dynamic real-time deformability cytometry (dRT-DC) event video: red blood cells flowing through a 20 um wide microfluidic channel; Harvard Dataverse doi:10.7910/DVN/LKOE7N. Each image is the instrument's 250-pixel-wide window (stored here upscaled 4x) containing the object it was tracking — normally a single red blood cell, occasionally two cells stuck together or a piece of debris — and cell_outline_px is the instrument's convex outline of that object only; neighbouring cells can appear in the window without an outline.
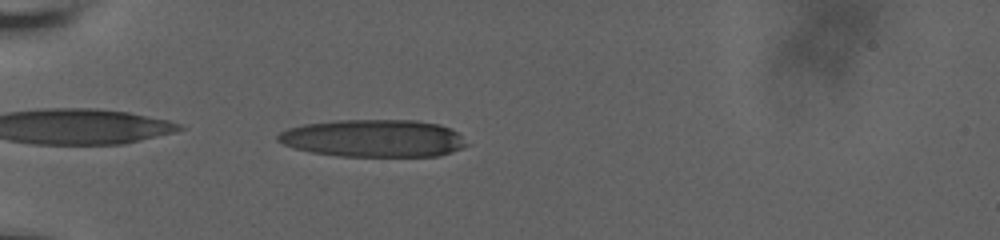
{"species": "human", "species_latin": "Homo sapiens", "temperature_condition": "room temperature", "stored_images_in_passage": 49, "camera_frame_rate_fps": 3000, "um_per_image_px": 0.085, "donor": {"sex": "male"}, "frame": {"image": 1, "passage_image": 4, "time_ms": 0.667, "image_size_px": [1000, 240], "cell_outline_px": [[472, 144], [452, 152], [436, 156], [340, 156], [312, 152], [296, 148], [284, 144], [276, 140], [276, 136], [280, 132], [288, 128], [304, 124], [336, 120], [416, 120], [440, 124], [456, 132]], "centroid_in_image_um": [31.78, 11.75], "position_along_channel_um": 53.2, "area_um2": 41.33}}
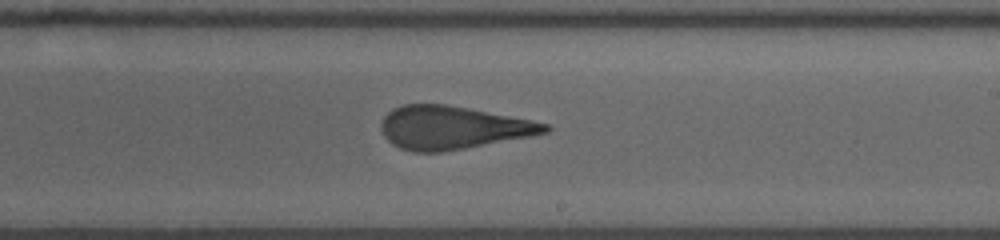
{"frame": {"image": 2, "passage_image": 25, "time_ms": 6.667, "image_size_px": [1000, 240], "cell_outline_px": [[552, 128], [548, 132], [532, 136], [464, 148], [440, 152], [412, 152], [400, 148], [392, 144], [384, 136], [380, 124], [384, 116], [392, 108], [404, 104], [444, 104], [468, 108], [532, 120], [552, 124]], "centroid_in_image_um": [38.48, 10.84], "position_along_channel_um": 250.5, "area_um2": 41.15}}
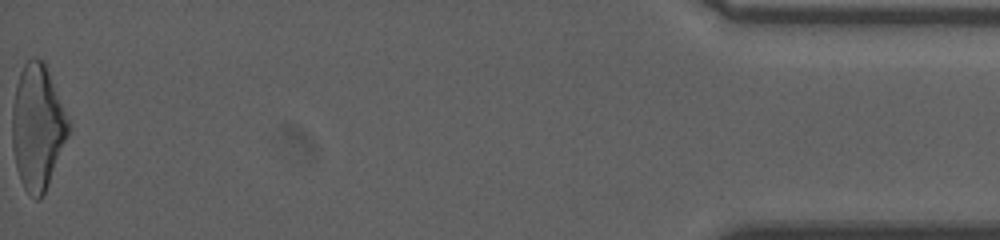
{"frame": {"image": 3, "passage_image": 49, "time_ms": 14.0, "image_size_px": [1000, 240], "cell_outline_px": [[72, 128], [44, 196], [40, 200], [36, 200], [24, 188], [20, 180], [16, 168], [12, 148], [12, 104], [16, 84], [20, 72], [24, 64], [32, 56], [36, 56], [44, 60]], "centroid_in_image_um": [3.19, 10.82], "position_along_channel_um": 432.0, "area_um2": 41.62}, "authors_computed_cell_mechanics": {"area_um2": 41.3848, "velocity_mm_per_s": 3.6569, "shape_relaxation_time_tau1_ms": 9.2249, "shape_relaxation_time_tau2_ms": 1.6424, "deformation_change_tau1": 0.3064, "deformation_change_tau2": 0.121}}